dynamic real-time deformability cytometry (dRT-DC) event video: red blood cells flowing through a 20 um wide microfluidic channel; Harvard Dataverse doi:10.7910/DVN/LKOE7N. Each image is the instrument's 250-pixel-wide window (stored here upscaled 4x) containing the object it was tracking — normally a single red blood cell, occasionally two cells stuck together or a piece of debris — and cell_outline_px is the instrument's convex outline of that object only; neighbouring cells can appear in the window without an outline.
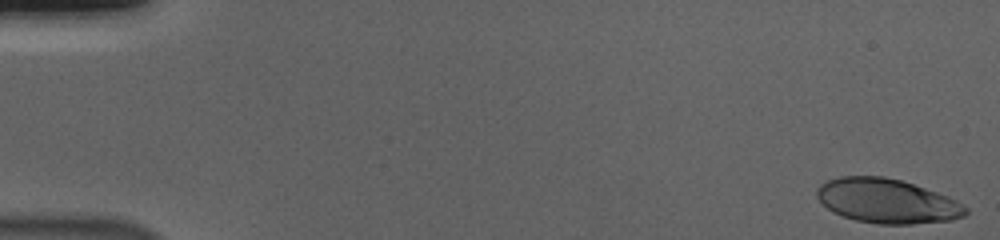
{"species": "human", "species_latin": "Homo sapiens", "temperature_condition": "cold", "stored_images_in_passage": 56, "camera_frame_rate_fps": 3000, "um_per_image_px": 0.085, "donor": {"sex": "male"}, "frame": {"image": 1, "passage_image": 1, "time_ms": 0.0, "image_size_px": [1000, 240], "cell_outline_px": [[968, 212], [964, 216], [952, 220], [912, 224], [880, 224], [856, 220], [832, 212], [816, 196], [816, 192], [820, 184], [828, 180], [840, 176], [884, 176], [900, 180], [948, 196], [956, 200], [968, 208]], "centroid_in_image_um": [75.4, 17.09], "position_along_channel_um": 9.6, "area_um2": 38.32}}
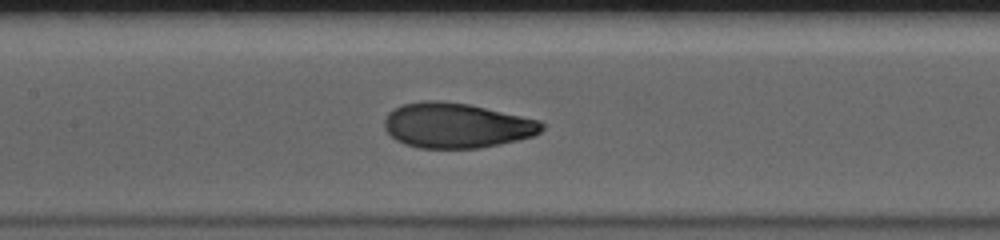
{"frame": {"image": 2, "passage_image": 27, "time_ms": 8.667, "image_size_px": [1000, 240], "cell_outline_px": [[544, 128], [540, 132], [532, 136], [500, 144], [480, 148], [420, 148], [404, 144], [396, 140], [384, 128], [384, 120], [388, 112], [404, 104], [424, 100], [436, 100], [468, 104], [540, 120], [544, 124]], "centroid_in_image_um": [38.79, 10.66], "position_along_channel_um": 168.6, "area_um2": 41.21}}
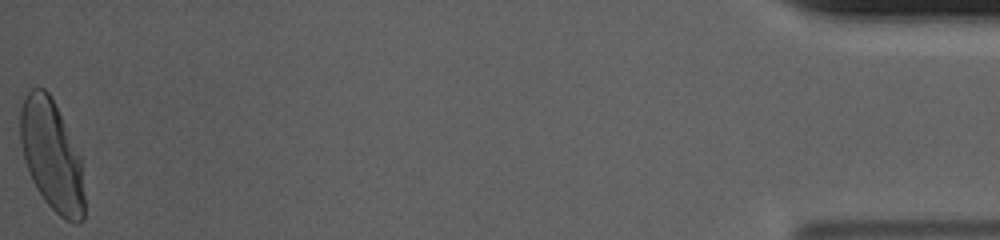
{"frame": {"image": 3, "passage_image": 56, "time_ms": 18.333, "image_size_px": [1000, 240], "cell_outline_px": [[84, 220], [80, 224], [76, 224], [64, 220], [44, 200], [36, 188], [28, 172], [24, 160], [20, 140], [20, 108], [24, 96], [28, 88], [44, 88], [48, 92], [80, 152], [84, 196]], "centroid_in_image_um": [4.39, 13.23], "position_along_channel_um": 430.8, "area_um2": 41.62}, "authors_computed_cell_mechanics": {"area_um2": 40.2866, "velocity_mm_per_s": 3.6812, "shape_relaxation_time_tau1_ms": 3.6257, "shape_relaxation_time_tau2_ms": null, "deformation_change_tau1": 0.2019, "deformation_change_tau2": null}}